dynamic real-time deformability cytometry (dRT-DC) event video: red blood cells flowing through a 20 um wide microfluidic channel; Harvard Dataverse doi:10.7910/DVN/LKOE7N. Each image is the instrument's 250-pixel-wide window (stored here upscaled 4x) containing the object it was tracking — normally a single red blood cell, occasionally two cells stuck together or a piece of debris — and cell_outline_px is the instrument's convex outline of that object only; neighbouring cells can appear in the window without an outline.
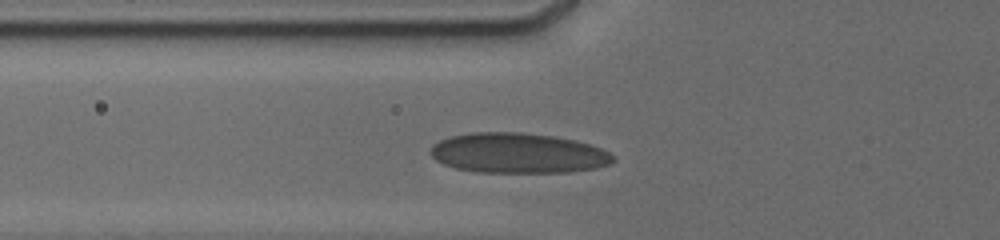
{"species": "human", "species_latin": "Homo sapiens", "temperature_condition": "cold", "stored_images_in_passage": 8, "camera_frame_rate_fps": 3000, "um_per_image_px": 0.085, "donor": {"sex": "male"}, "frame": {"image": 1, "passage_image": 3, "time_ms": 2.0, "image_size_px": [1000, 240], "cell_outline_px": [[616, 160], [608, 164], [596, 168], [568, 172], [472, 172], [456, 168], [444, 164], [436, 160], [428, 152], [440, 140], [452, 136], [472, 132], [520, 132], [552, 136], [572, 140], [588, 144], [600, 148], [616, 156]], "centroid_in_image_um": [44.03, 13.02], "position_along_channel_um": 81.8, "area_um2": 42.54}}
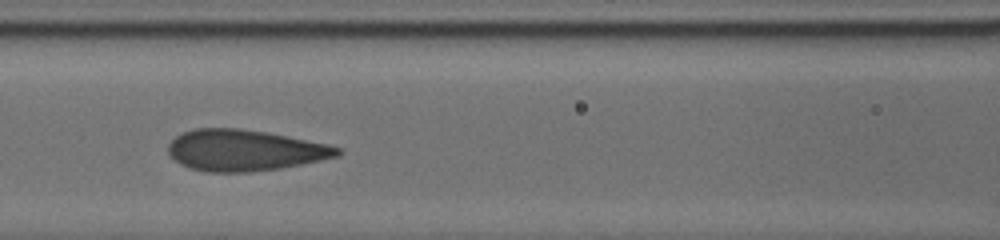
{"frame": {"image": 2, "passage_image": 5, "time_ms": 3.667, "image_size_px": [1000, 240], "cell_outline_px": [[340, 156], [280, 168], [252, 172], [204, 172], [180, 164], [168, 152], [168, 144], [176, 136], [184, 132], [196, 128], [240, 128], [264, 132], [324, 144], [340, 148]], "centroid_in_image_um": [20.74, 12.78], "position_along_channel_um": 145.9, "area_um2": 40.06}}
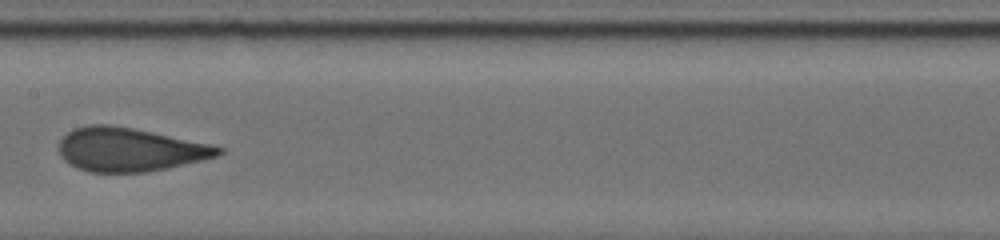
{"frame": {"image": 3, "passage_image": 7, "time_ms": 5.0, "image_size_px": [1000, 240], "cell_outline_px": [[224, 152], [216, 156], [168, 168], [144, 172], [88, 172], [76, 168], [68, 164], [64, 160], [60, 152], [60, 140], [72, 128], [88, 124], [108, 124], [132, 128], [212, 144], [224, 148]], "centroid_in_image_um": [11.0, 12.71], "position_along_channel_um": 196.4, "area_um2": 40.46}}